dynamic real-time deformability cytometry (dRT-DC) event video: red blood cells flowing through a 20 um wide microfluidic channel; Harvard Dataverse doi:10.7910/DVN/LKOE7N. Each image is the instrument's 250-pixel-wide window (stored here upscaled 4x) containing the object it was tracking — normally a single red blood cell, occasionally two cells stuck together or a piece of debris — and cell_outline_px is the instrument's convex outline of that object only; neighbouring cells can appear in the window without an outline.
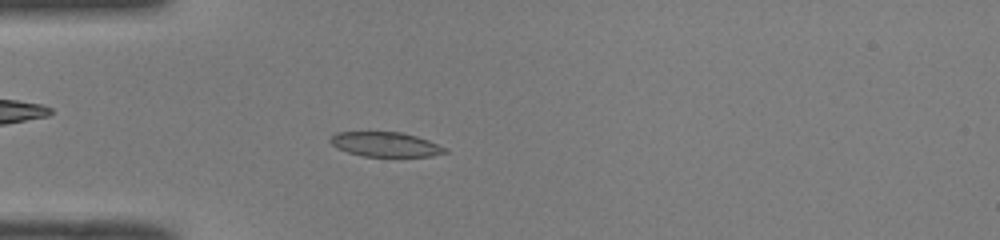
{"species": "common noctule bat (a hibernating species)", "species_latin": "Nyctalus noctula", "temperature_condition": "room temperature", "stored_images_in_passage": 43, "camera_frame_rate_fps": 3000, "um_per_image_px": 0.085, "animal": {"sex": "male", "body_mass_g": 19.0, "forearm_length_mm": 50.8}, "frame": {"image": 1, "passage_image": 14, "time_ms": 4.333, "image_size_px": [1000, 240], "cell_outline_px": [[448, 152], [432, 156], [364, 156], [348, 152], [336, 148], [328, 140], [336, 132], [400, 132], [416, 136], [428, 140], [448, 148]], "centroid_in_image_um": [32.77, 12.27], "position_along_channel_um": 52.2, "area_um2": 16.42}}
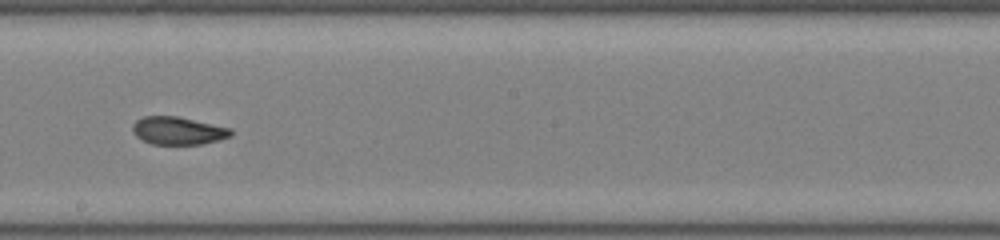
{"frame": {"image": 2, "passage_image": 28, "time_ms": 9.0, "image_size_px": [1000, 240], "cell_outline_px": [[232, 136], [200, 144], [152, 144], [140, 140], [132, 132], [132, 124], [136, 120], [144, 116], [180, 116], [232, 128]], "centroid_in_image_um": [15.11, 11.1], "position_along_channel_um": 233.1, "area_um2": 16.13}}
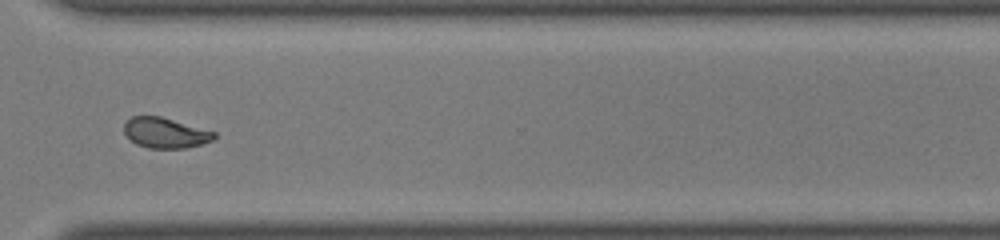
{"frame": {"image": 3, "passage_image": 37, "time_ms": 12.0, "image_size_px": [1000, 240], "cell_outline_px": [[216, 136], [212, 140], [200, 144], [184, 148], [148, 148], [136, 144], [124, 132], [124, 124], [132, 116], [160, 116], [216, 132]], "centroid_in_image_um": [14.04, 11.29], "position_along_channel_um": 356.6, "area_um2": 15.72}, "authors_computed_cell_mechanics": {"area_um2": 16.8776, "velocity_mm_per_s": 4.0903, "shape_relaxation_time_tau1_ms": null, "shape_relaxation_time_tau2_ms": 1.5258, "deformation_change_tau1": null, "deformation_change_tau2": 0.0611}}